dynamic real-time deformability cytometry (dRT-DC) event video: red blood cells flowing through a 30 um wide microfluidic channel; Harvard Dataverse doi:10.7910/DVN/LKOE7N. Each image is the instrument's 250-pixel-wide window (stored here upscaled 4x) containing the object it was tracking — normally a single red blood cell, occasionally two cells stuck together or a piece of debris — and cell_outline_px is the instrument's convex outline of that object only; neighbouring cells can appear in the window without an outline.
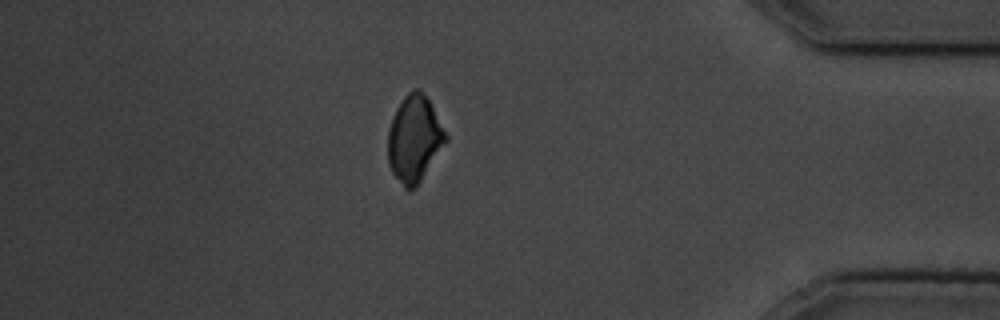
{"species": "common noctule bat (a hibernating species)", "species_latin": "Nyctalus noctula", "temperature_condition": "cold", "stored_images_in_passage": 17, "segment_of_instrument_passage": [2, 2], "camera_frame_rate_fps": 3000, "um_per_image_px": 0.085, "animal": {"sex": "male", "body_mass_g": 19.5, "forearm_length_mm": 54.6}, "frame": {"image": 1, "passage_image": 17, "time_ms": 18.667, "image_size_px": [1000, 320], "cell_outline_px": [[448, 140], [416, 188], [408, 192], [404, 188], [392, 172], [388, 164], [388, 128], [392, 116], [396, 108], [404, 96], [412, 88], [420, 88], [428, 100], [448, 136]], "centroid_in_image_um": [35.2, 11.82], "position_along_channel_um": 400.0, "area_um2": 29.3}}